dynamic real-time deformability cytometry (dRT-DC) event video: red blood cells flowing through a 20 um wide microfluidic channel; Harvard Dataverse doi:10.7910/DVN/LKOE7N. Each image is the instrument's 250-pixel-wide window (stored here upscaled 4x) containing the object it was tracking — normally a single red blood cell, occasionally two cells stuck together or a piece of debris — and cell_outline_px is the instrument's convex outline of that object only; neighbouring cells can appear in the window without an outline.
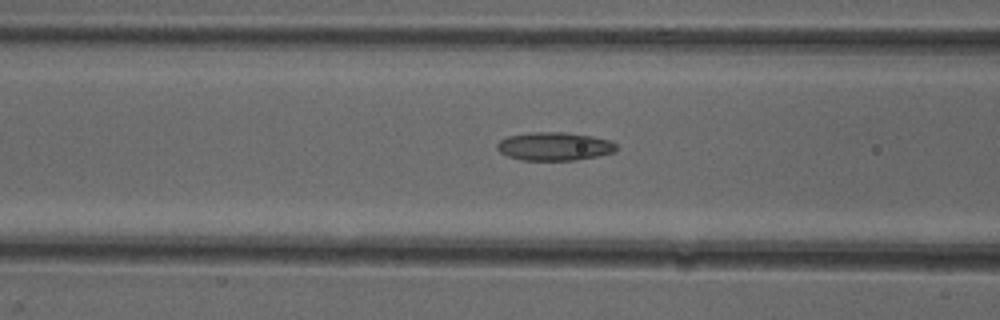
{"species": "common noctule bat (a hibernating species)", "species_latin": "Nyctalus noctula", "temperature_condition": "cold", "stored_images_in_passage": 36, "camera_frame_rate_fps": 3000, "um_per_image_px": 0.085, "animal": {"sex": "female"}, "frame": {"image": 1, "passage_image": 15, "time_ms": 4.667, "image_size_px": [1000, 320], "cell_outline_px": [[616, 152], [576, 160], [524, 160], [508, 156], [500, 152], [496, 148], [496, 144], [500, 140], [508, 136], [528, 132], [564, 132], [592, 136], [608, 140], [616, 144]], "centroid_in_image_um": [47.1, 12.43], "position_along_channel_um": 119.5, "area_um2": 19.65}}
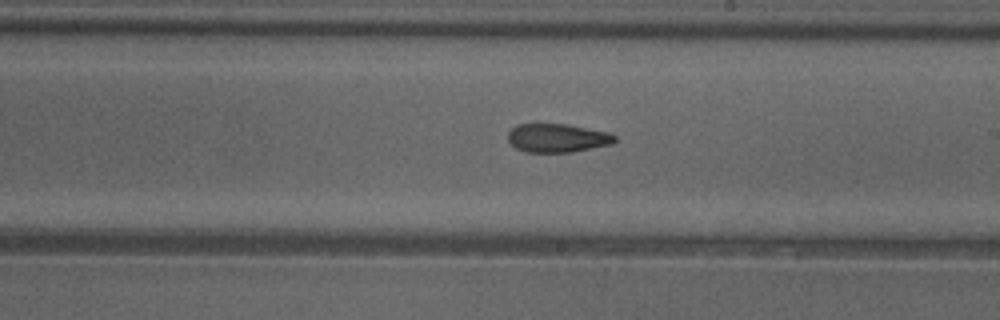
{"frame": {"image": 2, "passage_image": 24, "time_ms": 7.667, "image_size_px": [1000, 320], "cell_outline_px": [[616, 140], [612, 144], [572, 152], [524, 152], [516, 148], [508, 140], [508, 132], [516, 124], [568, 124], [608, 132], [616, 136]], "centroid_in_image_um": [47.37, 11.73], "position_along_channel_um": 241.6, "area_um2": 17.86}}
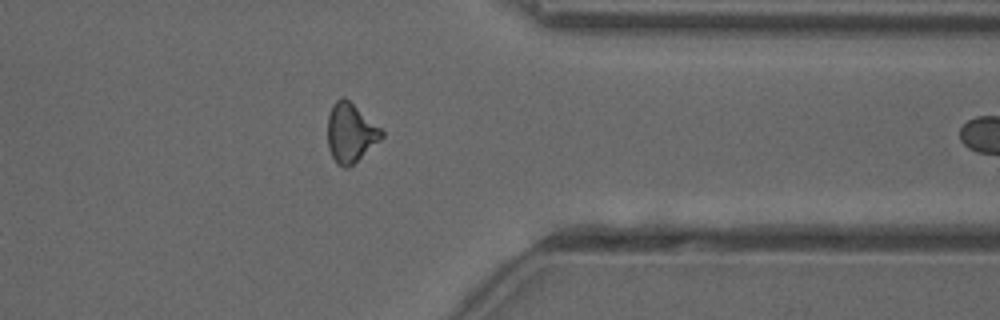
{"frame": {"image": 3, "passage_image": 35, "time_ms": 11.333, "image_size_px": [1000, 320], "cell_outline_px": [[384, 136], [380, 140], [348, 168], [344, 168], [336, 164], [328, 148], [328, 116], [332, 104], [340, 96], [344, 96], [380, 128], [384, 132]], "centroid_in_image_um": [29.77, 11.29], "position_along_channel_um": 381.6, "area_um2": 18.44}}